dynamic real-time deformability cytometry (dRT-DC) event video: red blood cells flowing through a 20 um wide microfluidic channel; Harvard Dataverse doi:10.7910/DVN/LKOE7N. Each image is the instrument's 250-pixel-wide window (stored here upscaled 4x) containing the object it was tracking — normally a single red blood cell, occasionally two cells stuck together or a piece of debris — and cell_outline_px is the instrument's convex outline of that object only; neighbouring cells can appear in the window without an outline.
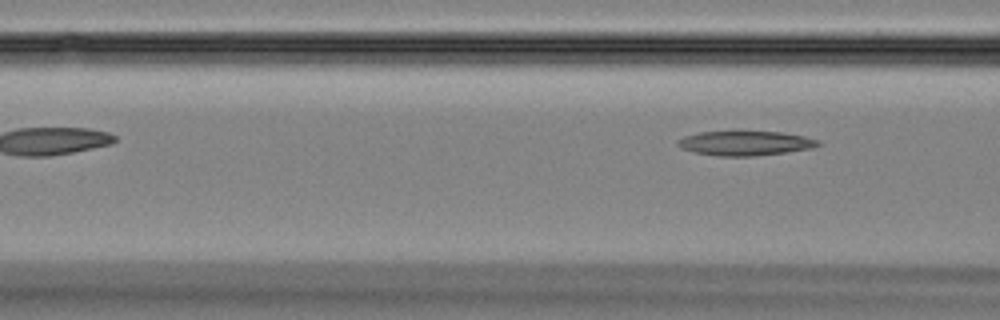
{"species": "Egyptian fruit bat (a non-hibernating species)", "species_latin": "Rousettus aegyptiacus", "temperature_condition": "room temperature", "stored_images_in_passage": 5, "camera_frame_rate_fps": 3000, "um_per_image_px": 0.085, "animal": {"sex": "female"}, "frame": {"image": 1, "passage_image": 5, "time_ms": 5.0, "image_size_px": [1000, 320], "cell_outline_px": [[820, 144], [812, 148], [784, 152], [752, 156], [716, 156], [692, 152], [676, 144], [676, 140], [684, 136], [700, 132], [740, 128], [784, 132], [804, 136], [820, 140]], "centroid_in_image_um": [63.31, 12.11], "position_along_channel_um": 103.3, "area_um2": 21.1}}